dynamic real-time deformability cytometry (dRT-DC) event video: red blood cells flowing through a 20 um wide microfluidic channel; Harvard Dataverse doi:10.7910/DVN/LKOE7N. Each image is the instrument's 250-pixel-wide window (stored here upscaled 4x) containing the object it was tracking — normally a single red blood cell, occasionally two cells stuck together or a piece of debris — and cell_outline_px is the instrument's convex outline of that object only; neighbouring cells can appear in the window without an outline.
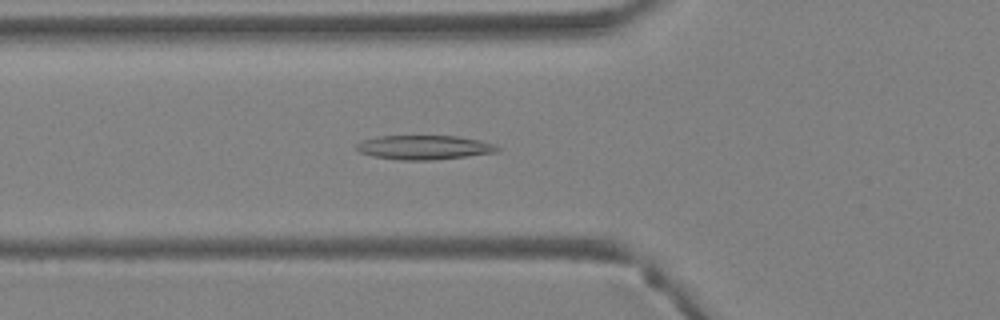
{"species": "Egyptian fruit bat (a non-hibernating species)", "species_latin": "Rousettus aegyptiacus", "temperature_condition": "warm", "stored_images_in_passage": 38, "camera_frame_rate_fps": 3000, "um_per_image_px": 0.085, "animal": {"sex": "female"}, "frame": {"image": 1, "passage_image": 12, "time_ms": 3.667, "image_size_px": [1000, 320], "cell_outline_px": [[500, 148], [496, 152], [432, 160], [400, 160], [372, 156], [360, 152], [356, 148], [356, 144], [364, 140], [376, 136], [456, 136], [480, 140], [496, 144]], "centroid_in_image_um": [36.04, 12.52], "position_along_channel_um": 89.8, "area_um2": 19.77}}
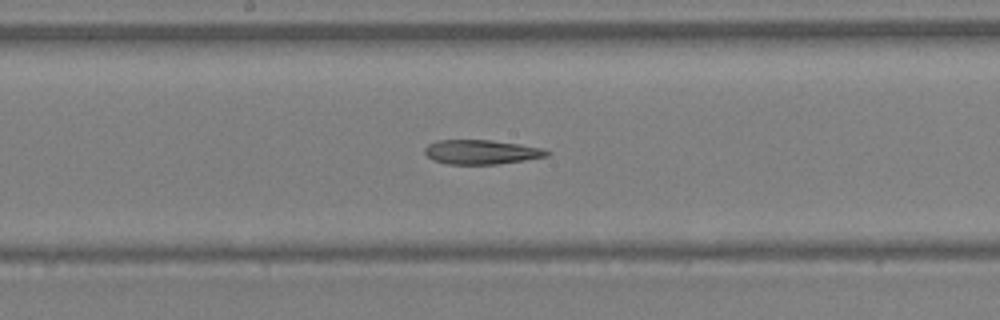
{"frame": {"image": 2, "passage_image": 19, "time_ms": 6.0, "image_size_px": [1000, 320], "cell_outline_px": [[552, 152], [548, 156], [524, 160], [496, 164], [448, 164], [432, 160], [424, 152], [424, 148], [428, 144], [436, 140], [492, 140], [520, 144], [544, 148]], "centroid_in_image_um": [40.92, 12.91], "position_along_channel_um": 207.3, "area_um2": 17.46}}
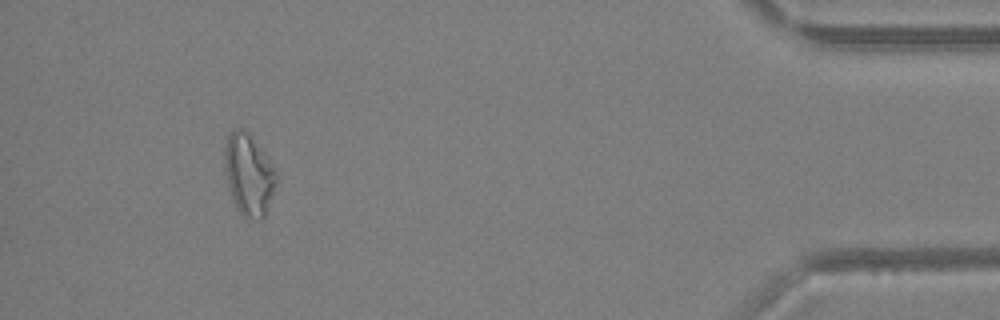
{"frame": {"image": 3, "passage_image": 35, "time_ms": 11.333, "image_size_px": [1000, 320], "cell_outline_px": [[276, 184], [264, 216], [260, 220], [256, 220], [244, 216], [240, 212], [232, 196], [228, 184], [224, 160], [224, 148], [228, 136], [236, 128], [240, 128], [248, 132], [264, 152], [276, 168]], "centroid_in_image_um": [21.16, 14.81], "position_along_channel_um": 414.0, "area_um2": 24.1}}